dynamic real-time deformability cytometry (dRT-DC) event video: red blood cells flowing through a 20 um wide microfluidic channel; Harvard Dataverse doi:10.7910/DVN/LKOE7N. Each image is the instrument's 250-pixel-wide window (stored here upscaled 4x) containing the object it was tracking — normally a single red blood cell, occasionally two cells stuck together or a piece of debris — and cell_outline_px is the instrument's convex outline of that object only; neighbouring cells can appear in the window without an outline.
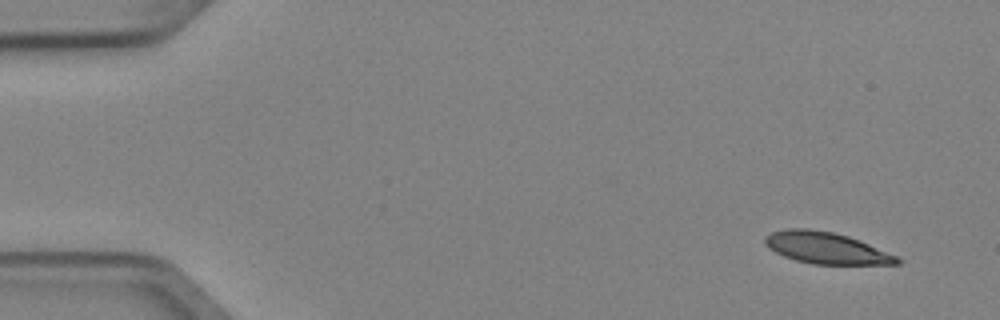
{"species": "Egyptian fruit bat (a non-hibernating species)", "species_latin": "Rousettus aegyptiacus", "temperature_condition": "cold", "stored_images_in_passage": 4, "camera_frame_rate_fps": 3000, "um_per_image_px": 0.085, "animal": {"sex": "female"}, "frame": {"image": 1, "passage_image": 1, "time_ms": 0.0, "image_size_px": [1000, 320], "cell_outline_px": [[904, 260], [900, 264], [812, 264], [796, 260], [784, 256], [768, 248], [764, 244], [764, 236], [772, 232], [788, 228], [808, 228], [832, 232], [848, 236], [860, 240], [896, 256]], "centroid_in_image_um": [70.21, 21.07], "position_along_channel_um": 14.8, "area_um2": 24.28}}
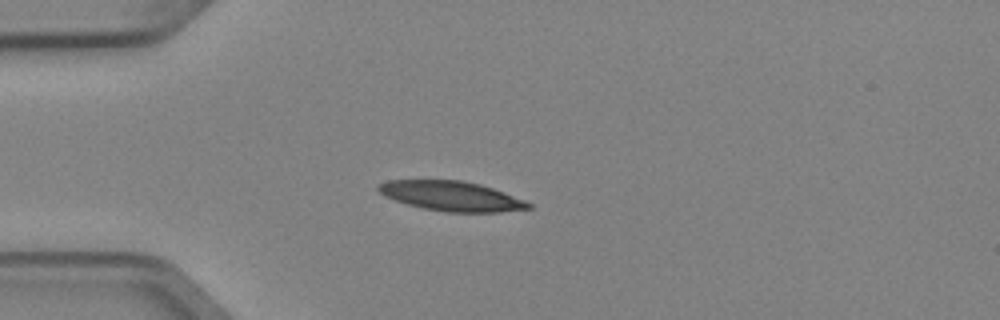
{"frame": {"image": 2, "passage_image": 4, "time_ms": 1.0, "image_size_px": [1000, 320], "cell_outline_px": [[532, 208], [500, 212], [448, 212], [424, 208], [408, 204], [384, 196], [376, 188], [376, 184], [388, 180], [464, 180], [480, 184], [504, 192], [524, 200], [532, 204]], "centroid_in_image_um": [38.36, 16.66], "position_along_channel_um": 46.6, "area_um2": 25.95}}